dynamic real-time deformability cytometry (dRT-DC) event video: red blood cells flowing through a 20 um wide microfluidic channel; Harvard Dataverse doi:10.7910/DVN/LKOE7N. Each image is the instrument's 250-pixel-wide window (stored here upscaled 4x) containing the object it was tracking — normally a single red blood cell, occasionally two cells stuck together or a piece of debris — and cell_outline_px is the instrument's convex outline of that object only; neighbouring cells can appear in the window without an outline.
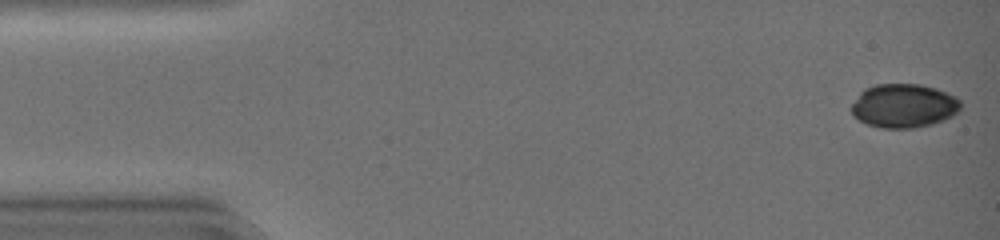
{"species": "common noctule bat (a hibernating species)", "species_latin": "Nyctalus noctula", "temperature_condition": "warm", "stored_images_in_passage": 45, "camera_frame_rate_fps": 3000, "um_per_image_px": 0.085, "animal": {"sex": "female", "body_mass_g": 19.0, "forearm_length_mm": 51.5}, "frame": {"image": 1, "passage_image": 1, "time_ms": 0.0, "image_size_px": [1000, 240], "cell_outline_px": [[960, 108], [952, 116], [944, 120], [932, 124], [912, 128], [880, 128], [868, 124], [852, 116], [852, 104], [860, 92], [864, 88], [876, 84], [920, 84], [936, 88], [956, 96], [960, 100]], "centroid_in_image_um": [76.82, 8.98], "position_along_channel_um": 8.2, "area_um2": 27.98}}
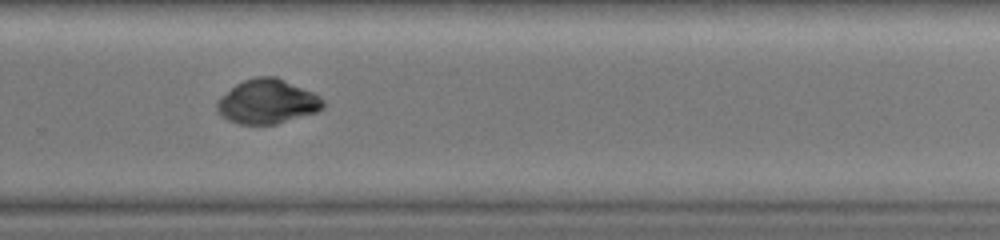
{"frame": {"image": 2, "passage_image": 31, "time_ms": 10.0, "image_size_px": [1000, 240], "cell_outline_px": [[324, 108], [316, 112], [276, 124], [240, 124], [228, 120], [216, 108], [216, 104], [220, 96], [236, 84], [244, 80], [256, 76], [276, 76], [312, 92], [320, 96], [324, 100]], "centroid_in_image_um": [22.73, 8.63], "position_along_channel_um": 307.1, "area_um2": 27.28}}
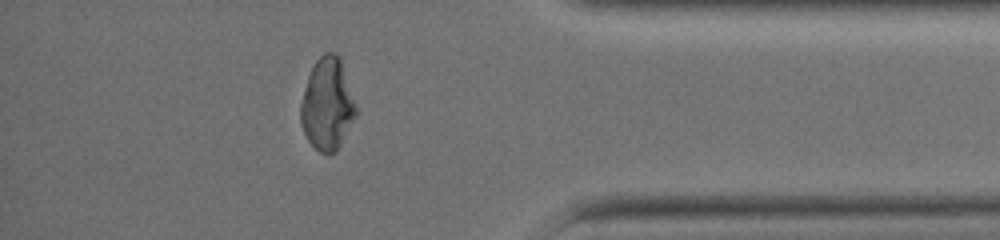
{"frame": {"image": 3, "passage_image": 39, "time_ms": 12.667, "image_size_px": [1000, 240], "cell_outline_px": [[356, 116], [336, 152], [328, 156], [320, 152], [308, 140], [300, 124], [300, 104], [308, 76], [316, 60], [324, 52], [336, 52], [340, 56], [356, 104]], "centroid_in_image_um": [27.82, 8.86], "position_along_channel_um": 407.4, "area_um2": 29.77}, "authors_computed_cell_mechanics": {"area_um2": 28.8422, "velocity_mm_per_s": 4.2732, "shape_relaxation_time_tau1_ms": null, "shape_relaxation_time_tau2_ms": 1.7379, "deformation_change_tau1": null, "deformation_change_tau2": 0.0273}}